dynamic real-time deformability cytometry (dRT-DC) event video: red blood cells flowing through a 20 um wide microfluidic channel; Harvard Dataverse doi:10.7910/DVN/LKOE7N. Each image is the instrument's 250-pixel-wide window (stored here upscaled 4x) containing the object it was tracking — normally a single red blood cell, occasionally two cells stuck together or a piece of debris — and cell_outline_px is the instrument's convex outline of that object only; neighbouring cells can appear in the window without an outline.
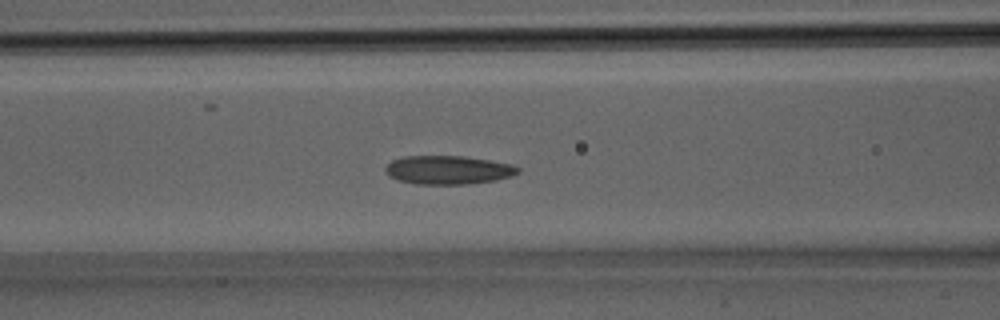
{"species": "Egyptian fruit bat (a non-hibernating species)", "species_latin": "Rousettus aegyptiacus", "temperature_condition": "room temperature", "stored_images_in_passage": 23, "camera_frame_rate_fps": 3000, "um_per_image_px": 0.085, "animal": {"sex": "male"}, "frame": {"image": 1, "passage_image": 5, "time_ms": 1.333, "image_size_px": [1000, 320], "cell_outline_px": [[520, 172], [512, 176], [496, 180], [468, 184], [416, 184], [400, 180], [388, 176], [384, 172], [384, 168], [392, 160], [404, 156], [464, 156], [512, 164], [520, 168]], "centroid_in_image_um": [38.09, 14.44], "position_along_channel_um": 128.5, "area_um2": 22.2}}
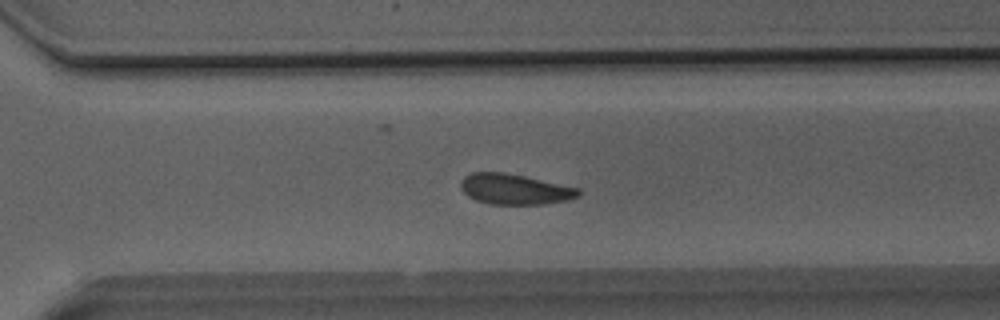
{"frame": {"image": 2, "passage_image": 14, "time_ms": 4.333, "image_size_px": [1000, 320], "cell_outline_px": [[580, 196], [568, 200], [544, 204], [488, 204], [476, 200], [468, 196], [460, 188], [460, 180], [464, 176], [472, 172], [504, 172], [524, 176], [580, 188]], "centroid_in_image_um": [43.74, 16.08], "position_along_channel_um": 326.9, "area_um2": 21.04}}
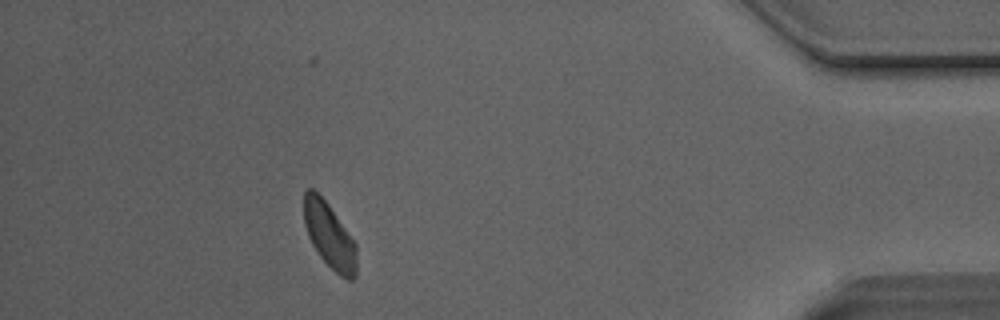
{"frame": {"image": 3, "passage_image": 20, "time_ms": 6.333, "image_size_px": [1000, 320], "cell_outline_px": [[356, 276], [352, 280], [348, 280], [340, 276], [320, 256], [312, 244], [308, 236], [304, 224], [304, 192], [308, 188], [312, 188], [328, 204], [356, 244]], "centroid_in_image_um": [27.99, 20.03], "position_along_channel_um": 407.2, "area_um2": 19.77}}